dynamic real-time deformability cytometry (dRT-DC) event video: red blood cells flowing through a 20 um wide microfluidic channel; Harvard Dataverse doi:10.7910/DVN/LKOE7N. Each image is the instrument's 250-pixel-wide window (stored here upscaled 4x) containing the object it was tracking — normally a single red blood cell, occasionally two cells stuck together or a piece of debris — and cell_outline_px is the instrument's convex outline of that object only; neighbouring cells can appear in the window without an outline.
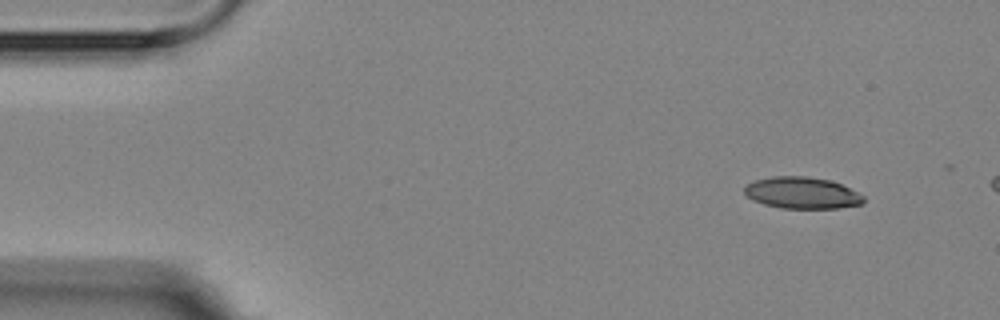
{"species": "Egyptian fruit bat (a non-hibernating species)", "species_latin": "Rousettus aegyptiacus", "temperature_condition": "room temperature", "stored_images_in_passage": 3, "camera_frame_rate_fps": 3000, "um_per_image_px": 0.085, "animal": {"sex": "female"}, "frame": {"image": 1, "passage_image": 1, "time_ms": 0.0, "image_size_px": [1000, 320], "cell_outline_px": [[864, 200], [860, 204], [836, 208], [780, 208], [764, 204], [752, 200], [744, 192], [744, 188], [748, 184], [756, 180], [772, 176], [808, 176], [832, 180], [864, 196]], "centroid_in_image_um": [68.15, 16.39], "position_along_channel_um": 16.9, "area_um2": 21.79}}